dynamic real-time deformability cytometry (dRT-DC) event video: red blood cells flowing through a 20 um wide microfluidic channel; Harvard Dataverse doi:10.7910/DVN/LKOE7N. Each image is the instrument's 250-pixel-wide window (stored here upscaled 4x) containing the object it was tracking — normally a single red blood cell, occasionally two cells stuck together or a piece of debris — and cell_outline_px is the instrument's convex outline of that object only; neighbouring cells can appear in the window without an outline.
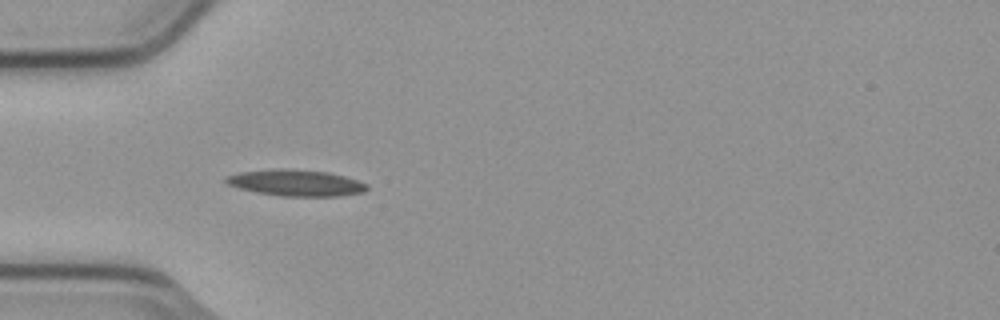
{"species": "common noctule bat (a hibernating species)", "species_latin": "Nyctalus noctula", "temperature_condition": "cold", "stored_images_in_passage": 9, "camera_frame_rate_fps": 3000, "um_per_image_px": 0.085, "animal": {"sex": "male", "body_mass_g": 23.1, "forearm_length_mm": 52.7}, "frame": {"image": 1, "passage_image": 3, "time_ms": 0.667, "image_size_px": [1000, 320], "cell_outline_px": [[368, 188], [364, 192], [336, 196], [280, 196], [256, 192], [240, 188], [228, 184], [224, 180], [224, 176], [240, 172], [276, 168], [284, 168], [328, 172], [344, 176], [368, 184]], "centroid_in_image_um": [25.13, 15.53], "position_along_channel_um": 59.9, "area_um2": 21.62}}
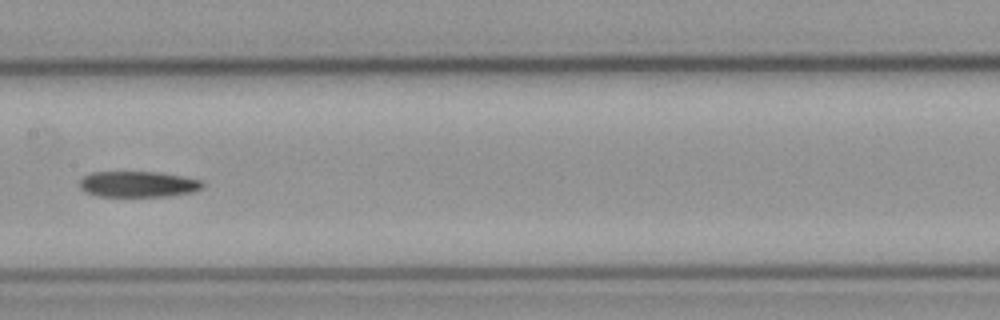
{"frame": {"image": 2, "passage_image": 6, "time_ms": 1.667, "image_size_px": [1000, 320], "cell_outline_px": [[204, 188], [192, 192], [168, 196], [96, 196], [84, 192], [80, 188], [80, 180], [84, 176], [92, 172], [156, 172], [204, 180]], "centroid_in_image_um": [11.74, 15.66], "position_along_channel_um": 195.7, "area_um2": 18.61}}
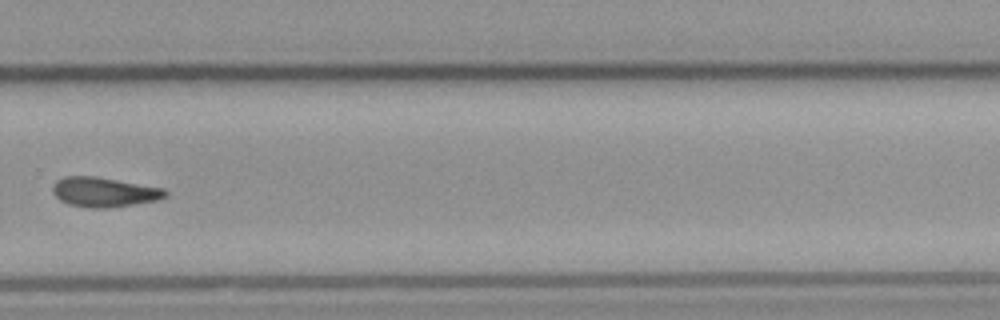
{"frame": {"image": 3, "passage_image": 9, "time_ms": 2.667, "image_size_px": [1000, 320], "cell_outline_px": [[168, 196], [156, 200], [108, 208], [88, 208], [68, 204], [60, 200], [52, 192], [52, 188], [56, 180], [64, 176], [96, 176], [164, 188], [168, 192]], "centroid_in_image_um": [8.83, 16.32], "position_along_channel_um": 321.0, "area_um2": 19.54}}